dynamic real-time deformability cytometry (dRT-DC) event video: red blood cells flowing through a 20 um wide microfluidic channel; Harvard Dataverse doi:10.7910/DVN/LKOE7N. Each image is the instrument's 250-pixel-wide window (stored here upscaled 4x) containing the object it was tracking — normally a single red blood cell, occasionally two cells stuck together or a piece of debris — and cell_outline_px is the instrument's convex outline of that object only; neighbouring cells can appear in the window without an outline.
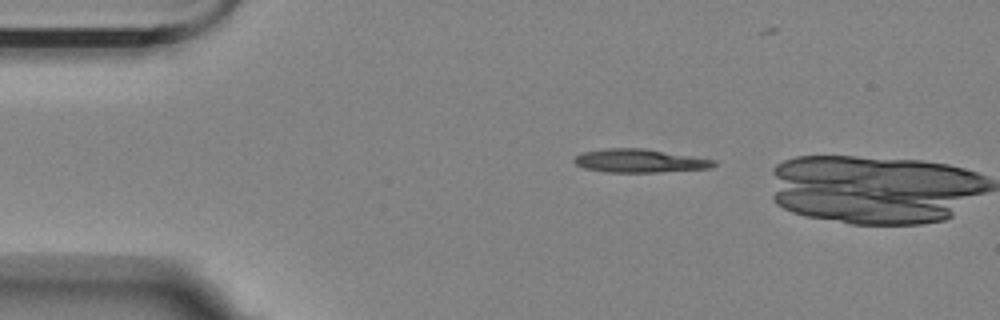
{"species": "Egyptian fruit bat (a non-hibernating species)", "species_latin": "Rousettus aegyptiacus", "temperature_condition": "room temperature", "stored_images_in_passage": 7, "camera_frame_rate_fps": 3000, "um_per_image_px": 0.085, "animal": {"sex": "female"}, "frame": {"image": 1, "passage_image": 1, "time_ms": 0.0, "image_size_px": [1000, 320], "cell_outline_px": [[716, 164], [712, 168], [660, 172], [604, 172], [584, 168], [576, 164], [572, 160], [576, 156], [584, 152], [604, 148], [644, 148], [716, 160]], "centroid_in_image_um": [54.37, 13.67], "position_along_channel_um": 30.6, "area_um2": 19.07}}